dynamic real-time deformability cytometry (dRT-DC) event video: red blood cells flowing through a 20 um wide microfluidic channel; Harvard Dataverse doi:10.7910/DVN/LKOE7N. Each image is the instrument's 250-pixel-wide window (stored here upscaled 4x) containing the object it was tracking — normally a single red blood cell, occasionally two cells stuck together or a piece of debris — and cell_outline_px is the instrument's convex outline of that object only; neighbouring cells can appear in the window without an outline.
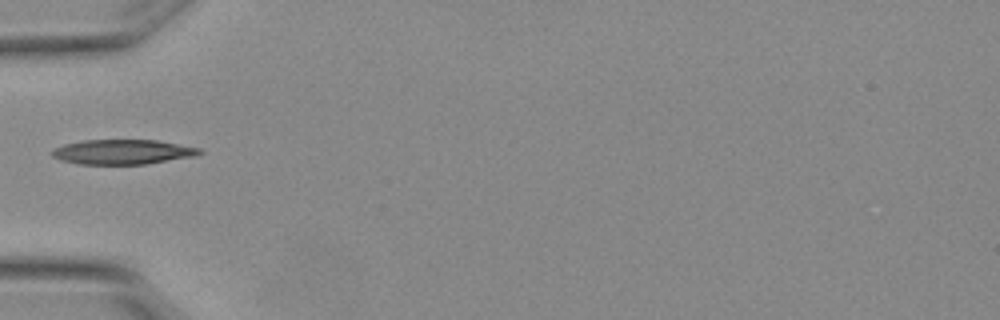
{"species": "Egyptian fruit bat (a non-hibernating species)", "species_latin": "Rousettus aegyptiacus", "temperature_condition": "warm", "stored_images_in_passage": 2, "camera_frame_rate_fps": 3000, "um_per_image_px": 0.085, "animal": {"sex": "female"}, "frame": {"image": 1, "passage_image": 1, "time_ms": 0.0, "image_size_px": [1000, 320], "cell_outline_px": [[204, 152], [196, 156], [144, 164], [80, 164], [60, 160], [52, 156], [52, 148], [64, 144], [84, 140], [156, 140], [200, 148]], "centroid_in_image_um": [10.42, 12.91], "position_along_channel_um": 74.6, "area_um2": 21.27}}
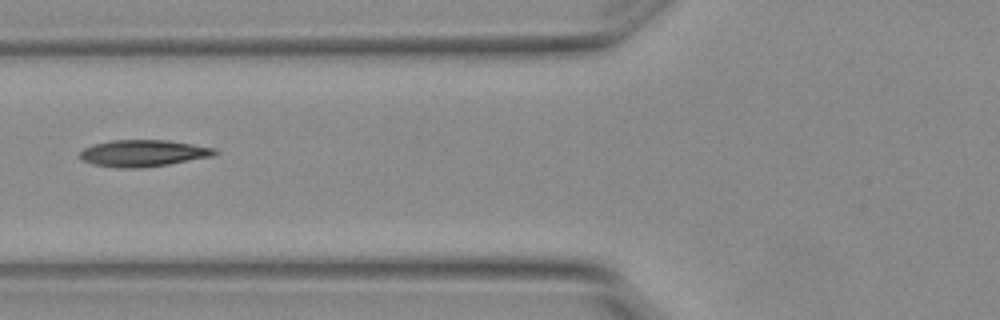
{"frame": {"image": 2, "passage_image": 2, "time_ms": 0.333, "image_size_px": [1000, 320], "cell_outline_px": [[220, 152], [212, 156], [168, 164], [136, 168], [116, 168], [92, 164], [84, 160], [80, 156], [80, 152], [84, 148], [92, 144], [112, 140], [168, 140], [216, 148]], "centroid_in_image_um": [12.17, 13.01], "position_along_channel_um": 113.6, "area_um2": 20.92}}